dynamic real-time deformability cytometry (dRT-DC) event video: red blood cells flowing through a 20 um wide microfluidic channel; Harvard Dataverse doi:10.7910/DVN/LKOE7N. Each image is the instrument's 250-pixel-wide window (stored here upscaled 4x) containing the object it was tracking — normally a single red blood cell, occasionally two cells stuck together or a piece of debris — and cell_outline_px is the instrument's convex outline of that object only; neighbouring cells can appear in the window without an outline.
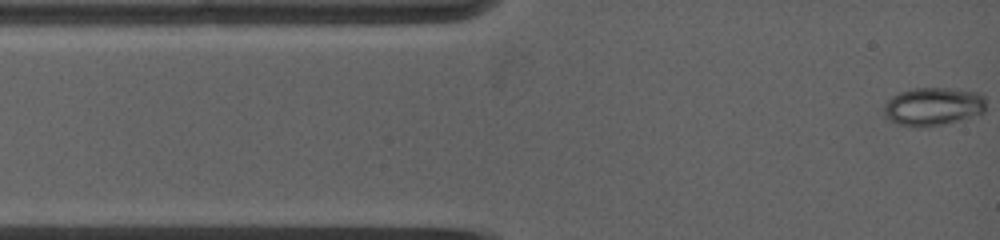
{"species": "common noctule bat (a hibernating species)", "species_latin": "Nyctalus noctula", "temperature_condition": "warm", "stored_images_in_passage": 83, "camera_frame_rate_fps": 5000, "um_per_image_px": 0.085, "animal": {"sex": "female", "body_mass_g": 19.0, "forearm_length_mm": 53.3}, "frame": {"image": 1, "passage_image": 1, "time_ms": 0.0, "image_size_px": [1000, 240], "cell_outline_px": [[984, 112], [944, 124], [928, 128], [916, 128], [896, 124], [884, 116], [884, 104], [892, 96], [900, 92], [912, 88], [948, 88], [980, 92], [984, 96]], "centroid_in_image_um": [79.27, 9.06], "position_along_channel_um": 5.7, "area_um2": 22.95}}
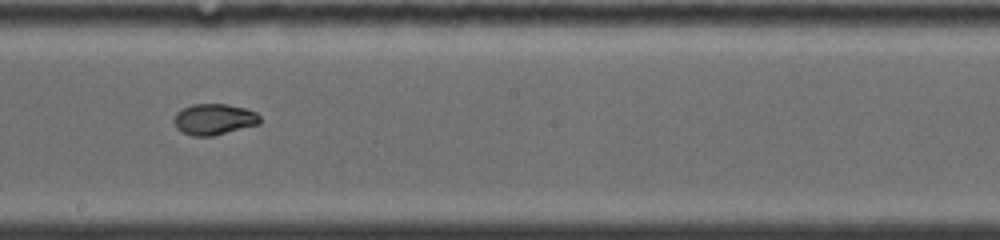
{"frame": {"image": 2, "passage_image": 30, "time_ms": 7.0, "image_size_px": [1000, 240], "cell_outline_px": [[260, 124], [212, 136], [192, 136], [180, 132], [176, 128], [172, 120], [176, 112], [192, 104], [228, 104], [244, 108], [256, 112], [260, 116]], "centroid_in_image_um": [18.16, 10.14], "position_along_channel_um": 230.0, "area_um2": 15.72}}
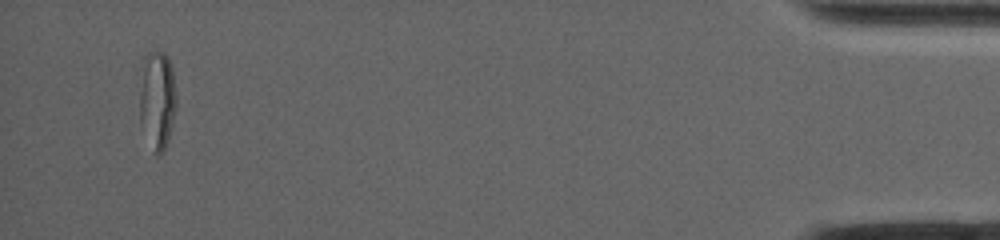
{"frame": {"image": 3, "passage_image": 71, "time_ms": 14.8, "image_size_px": [1000, 240], "cell_outline_px": [[176, 108], [168, 140], [164, 148], [160, 152], [152, 152], [140, 124], [140, 92], [144, 56], [148, 52], [164, 52], [168, 56], [172, 68], [176, 96]], "centroid_in_image_um": [13.36, 8.48], "position_along_channel_um": 421.8, "area_um2": 20.98}}